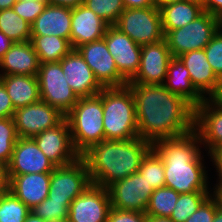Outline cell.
I'll list each match as a JSON object with an SVG mask.
<instances>
[{
    "instance_id": "obj_34",
    "label": "cell",
    "mask_w": 222,
    "mask_h": 222,
    "mask_svg": "<svg viewBox=\"0 0 222 222\" xmlns=\"http://www.w3.org/2000/svg\"><path fill=\"white\" fill-rule=\"evenodd\" d=\"M71 202H57L46 198L31 209L36 216L48 222H67Z\"/></svg>"
},
{
    "instance_id": "obj_11",
    "label": "cell",
    "mask_w": 222,
    "mask_h": 222,
    "mask_svg": "<svg viewBox=\"0 0 222 222\" xmlns=\"http://www.w3.org/2000/svg\"><path fill=\"white\" fill-rule=\"evenodd\" d=\"M76 50L91 68L94 77L103 88L123 87L128 84V81L118 72L104 39L85 43Z\"/></svg>"
},
{
    "instance_id": "obj_43",
    "label": "cell",
    "mask_w": 222,
    "mask_h": 222,
    "mask_svg": "<svg viewBox=\"0 0 222 222\" xmlns=\"http://www.w3.org/2000/svg\"><path fill=\"white\" fill-rule=\"evenodd\" d=\"M203 11L220 18L222 20V0H205Z\"/></svg>"
},
{
    "instance_id": "obj_19",
    "label": "cell",
    "mask_w": 222,
    "mask_h": 222,
    "mask_svg": "<svg viewBox=\"0 0 222 222\" xmlns=\"http://www.w3.org/2000/svg\"><path fill=\"white\" fill-rule=\"evenodd\" d=\"M178 58L189 71L192 85L205 99L219 98L222 82L214 74L204 49L186 52Z\"/></svg>"
},
{
    "instance_id": "obj_21",
    "label": "cell",
    "mask_w": 222,
    "mask_h": 222,
    "mask_svg": "<svg viewBox=\"0 0 222 222\" xmlns=\"http://www.w3.org/2000/svg\"><path fill=\"white\" fill-rule=\"evenodd\" d=\"M108 24L84 4L72 8L70 44L73 49L103 39Z\"/></svg>"
},
{
    "instance_id": "obj_28",
    "label": "cell",
    "mask_w": 222,
    "mask_h": 222,
    "mask_svg": "<svg viewBox=\"0 0 222 222\" xmlns=\"http://www.w3.org/2000/svg\"><path fill=\"white\" fill-rule=\"evenodd\" d=\"M30 42L38 54L40 63L59 62L73 48L67 39L51 36H31Z\"/></svg>"
},
{
    "instance_id": "obj_40",
    "label": "cell",
    "mask_w": 222,
    "mask_h": 222,
    "mask_svg": "<svg viewBox=\"0 0 222 222\" xmlns=\"http://www.w3.org/2000/svg\"><path fill=\"white\" fill-rule=\"evenodd\" d=\"M147 217L145 212L119 210L111 207L107 222H147Z\"/></svg>"
},
{
    "instance_id": "obj_42",
    "label": "cell",
    "mask_w": 222,
    "mask_h": 222,
    "mask_svg": "<svg viewBox=\"0 0 222 222\" xmlns=\"http://www.w3.org/2000/svg\"><path fill=\"white\" fill-rule=\"evenodd\" d=\"M212 159V162L214 163L216 167L218 178V183L215 184V188L213 187L214 191L211 194H214L215 196L219 197L222 200V150H218L215 152H212L209 154Z\"/></svg>"
},
{
    "instance_id": "obj_14",
    "label": "cell",
    "mask_w": 222,
    "mask_h": 222,
    "mask_svg": "<svg viewBox=\"0 0 222 222\" xmlns=\"http://www.w3.org/2000/svg\"><path fill=\"white\" fill-rule=\"evenodd\" d=\"M32 139L56 167L71 164L81 157L74 149L66 118L57 126L40 132Z\"/></svg>"
},
{
    "instance_id": "obj_32",
    "label": "cell",
    "mask_w": 222,
    "mask_h": 222,
    "mask_svg": "<svg viewBox=\"0 0 222 222\" xmlns=\"http://www.w3.org/2000/svg\"><path fill=\"white\" fill-rule=\"evenodd\" d=\"M31 209L9 190L0 197V222H24Z\"/></svg>"
},
{
    "instance_id": "obj_50",
    "label": "cell",
    "mask_w": 222,
    "mask_h": 222,
    "mask_svg": "<svg viewBox=\"0 0 222 222\" xmlns=\"http://www.w3.org/2000/svg\"><path fill=\"white\" fill-rule=\"evenodd\" d=\"M16 2L17 0H0V10L12 8Z\"/></svg>"
},
{
    "instance_id": "obj_9",
    "label": "cell",
    "mask_w": 222,
    "mask_h": 222,
    "mask_svg": "<svg viewBox=\"0 0 222 222\" xmlns=\"http://www.w3.org/2000/svg\"><path fill=\"white\" fill-rule=\"evenodd\" d=\"M92 184L85 160L55 167L51 172L48 198L57 202H72Z\"/></svg>"
},
{
    "instance_id": "obj_12",
    "label": "cell",
    "mask_w": 222,
    "mask_h": 222,
    "mask_svg": "<svg viewBox=\"0 0 222 222\" xmlns=\"http://www.w3.org/2000/svg\"><path fill=\"white\" fill-rule=\"evenodd\" d=\"M111 206L119 210L145 212L154 189L139 172L114 182L108 188Z\"/></svg>"
},
{
    "instance_id": "obj_24",
    "label": "cell",
    "mask_w": 222,
    "mask_h": 222,
    "mask_svg": "<svg viewBox=\"0 0 222 222\" xmlns=\"http://www.w3.org/2000/svg\"><path fill=\"white\" fill-rule=\"evenodd\" d=\"M3 75H31L37 76L40 68L38 54L32 43L15 42L0 60Z\"/></svg>"
},
{
    "instance_id": "obj_46",
    "label": "cell",
    "mask_w": 222,
    "mask_h": 222,
    "mask_svg": "<svg viewBox=\"0 0 222 222\" xmlns=\"http://www.w3.org/2000/svg\"><path fill=\"white\" fill-rule=\"evenodd\" d=\"M9 190V179L7 173V166L0 164V192Z\"/></svg>"
},
{
    "instance_id": "obj_20",
    "label": "cell",
    "mask_w": 222,
    "mask_h": 222,
    "mask_svg": "<svg viewBox=\"0 0 222 222\" xmlns=\"http://www.w3.org/2000/svg\"><path fill=\"white\" fill-rule=\"evenodd\" d=\"M59 62L69 87L78 98L94 96L103 89L76 49H72Z\"/></svg>"
},
{
    "instance_id": "obj_47",
    "label": "cell",
    "mask_w": 222,
    "mask_h": 222,
    "mask_svg": "<svg viewBox=\"0 0 222 222\" xmlns=\"http://www.w3.org/2000/svg\"><path fill=\"white\" fill-rule=\"evenodd\" d=\"M84 0H48L49 4L60 5L69 8H75L78 5H82Z\"/></svg>"
},
{
    "instance_id": "obj_35",
    "label": "cell",
    "mask_w": 222,
    "mask_h": 222,
    "mask_svg": "<svg viewBox=\"0 0 222 222\" xmlns=\"http://www.w3.org/2000/svg\"><path fill=\"white\" fill-rule=\"evenodd\" d=\"M19 136L13 118H0V164L8 166Z\"/></svg>"
},
{
    "instance_id": "obj_36",
    "label": "cell",
    "mask_w": 222,
    "mask_h": 222,
    "mask_svg": "<svg viewBox=\"0 0 222 222\" xmlns=\"http://www.w3.org/2000/svg\"><path fill=\"white\" fill-rule=\"evenodd\" d=\"M83 4L109 26L117 22L119 15L125 9L122 0H84Z\"/></svg>"
},
{
    "instance_id": "obj_22",
    "label": "cell",
    "mask_w": 222,
    "mask_h": 222,
    "mask_svg": "<svg viewBox=\"0 0 222 222\" xmlns=\"http://www.w3.org/2000/svg\"><path fill=\"white\" fill-rule=\"evenodd\" d=\"M9 191L32 209L48 198L51 173L8 176Z\"/></svg>"
},
{
    "instance_id": "obj_38",
    "label": "cell",
    "mask_w": 222,
    "mask_h": 222,
    "mask_svg": "<svg viewBox=\"0 0 222 222\" xmlns=\"http://www.w3.org/2000/svg\"><path fill=\"white\" fill-rule=\"evenodd\" d=\"M222 205V200L210 195L200 207L185 222H212L216 210Z\"/></svg>"
},
{
    "instance_id": "obj_45",
    "label": "cell",
    "mask_w": 222,
    "mask_h": 222,
    "mask_svg": "<svg viewBox=\"0 0 222 222\" xmlns=\"http://www.w3.org/2000/svg\"><path fill=\"white\" fill-rule=\"evenodd\" d=\"M2 31H0V60L4 57L5 53L14 44Z\"/></svg>"
},
{
    "instance_id": "obj_25",
    "label": "cell",
    "mask_w": 222,
    "mask_h": 222,
    "mask_svg": "<svg viewBox=\"0 0 222 222\" xmlns=\"http://www.w3.org/2000/svg\"><path fill=\"white\" fill-rule=\"evenodd\" d=\"M163 85L172 93L182 96L194 108L205 100L192 85L190 73L178 57L171 59Z\"/></svg>"
},
{
    "instance_id": "obj_17",
    "label": "cell",
    "mask_w": 222,
    "mask_h": 222,
    "mask_svg": "<svg viewBox=\"0 0 222 222\" xmlns=\"http://www.w3.org/2000/svg\"><path fill=\"white\" fill-rule=\"evenodd\" d=\"M103 39L116 63L118 72L129 82L140 67L141 45L135 43L114 25L108 26Z\"/></svg>"
},
{
    "instance_id": "obj_15",
    "label": "cell",
    "mask_w": 222,
    "mask_h": 222,
    "mask_svg": "<svg viewBox=\"0 0 222 222\" xmlns=\"http://www.w3.org/2000/svg\"><path fill=\"white\" fill-rule=\"evenodd\" d=\"M111 207L108 189L91 184L71 202L67 222H107Z\"/></svg>"
},
{
    "instance_id": "obj_29",
    "label": "cell",
    "mask_w": 222,
    "mask_h": 222,
    "mask_svg": "<svg viewBox=\"0 0 222 222\" xmlns=\"http://www.w3.org/2000/svg\"><path fill=\"white\" fill-rule=\"evenodd\" d=\"M0 31L13 42L31 40V25L17 15L12 8L0 10Z\"/></svg>"
},
{
    "instance_id": "obj_13",
    "label": "cell",
    "mask_w": 222,
    "mask_h": 222,
    "mask_svg": "<svg viewBox=\"0 0 222 222\" xmlns=\"http://www.w3.org/2000/svg\"><path fill=\"white\" fill-rule=\"evenodd\" d=\"M194 131L208 154L222 150V100L206 98L194 108Z\"/></svg>"
},
{
    "instance_id": "obj_30",
    "label": "cell",
    "mask_w": 222,
    "mask_h": 222,
    "mask_svg": "<svg viewBox=\"0 0 222 222\" xmlns=\"http://www.w3.org/2000/svg\"><path fill=\"white\" fill-rule=\"evenodd\" d=\"M180 193L168 187L155 189L151 194L145 213L147 216L170 217Z\"/></svg>"
},
{
    "instance_id": "obj_41",
    "label": "cell",
    "mask_w": 222,
    "mask_h": 222,
    "mask_svg": "<svg viewBox=\"0 0 222 222\" xmlns=\"http://www.w3.org/2000/svg\"><path fill=\"white\" fill-rule=\"evenodd\" d=\"M15 108L4 84L0 80V118H13Z\"/></svg>"
},
{
    "instance_id": "obj_23",
    "label": "cell",
    "mask_w": 222,
    "mask_h": 222,
    "mask_svg": "<svg viewBox=\"0 0 222 222\" xmlns=\"http://www.w3.org/2000/svg\"><path fill=\"white\" fill-rule=\"evenodd\" d=\"M72 8L47 4L31 25V36H57L70 42Z\"/></svg>"
},
{
    "instance_id": "obj_53",
    "label": "cell",
    "mask_w": 222,
    "mask_h": 222,
    "mask_svg": "<svg viewBox=\"0 0 222 222\" xmlns=\"http://www.w3.org/2000/svg\"><path fill=\"white\" fill-rule=\"evenodd\" d=\"M183 1L195 2V3L200 4L201 6H203L205 3V0H183Z\"/></svg>"
},
{
    "instance_id": "obj_3",
    "label": "cell",
    "mask_w": 222,
    "mask_h": 222,
    "mask_svg": "<svg viewBox=\"0 0 222 222\" xmlns=\"http://www.w3.org/2000/svg\"><path fill=\"white\" fill-rule=\"evenodd\" d=\"M152 144L140 137L130 140H106L92 146L81 157L85 160L91 182L108 188L114 182L139 171Z\"/></svg>"
},
{
    "instance_id": "obj_18",
    "label": "cell",
    "mask_w": 222,
    "mask_h": 222,
    "mask_svg": "<svg viewBox=\"0 0 222 222\" xmlns=\"http://www.w3.org/2000/svg\"><path fill=\"white\" fill-rule=\"evenodd\" d=\"M56 166L44 155L32 138H18L7 166L8 176L51 173Z\"/></svg>"
},
{
    "instance_id": "obj_39",
    "label": "cell",
    "mask_w": 222,
    "mask_h": 222,
    "mask_svg": "<svg viewBox=\"0 0 222 222\" xmlns=\"http://www.w3.org/2000/svg\"><path fill=\"white\" fill-rule=\"evenodd\" d=\"M47 4L49 3L17 0V2L12 6V9L17 15L32 25L37 16L44 11Z\"/></svg>"
},
{
    "instance_id": "obj_2",
    "label": "cell",
    "mask_w": 222,
    "mask_h": 222,
    "mask_svg": "<svg viewBox=\"0 0 222 222\" xmlns=\"http://www.w3.org/2000/svg\"><path fill=\"white\" fill-rule=\"evenodd\" d=\"M200 145L202 147V142L194 130L184 136L152 143V149L164 162L165 187L180 194L210 192Z\"/></svg>"
},
{
    "instance_id": "obj_49",
    "label": "cell",
    "mask_w": 222,
    "mask_h": 222,
    "mask_svg": "<svg viewBox=\"0 0 222 222\" xmlns=\"http://www.w3.org/2000/svg\"><path fill=\"white\" fill-rule=\"evenodd\" d=\"M147 222H174L169 217L148 216Z\"/></svg>"
},
{
    "instance_id": "obj_33",
    "label": "cell",
    "mask_w": 222,
    "mask_h": 222,
    "mask_svg": "<svg viewBox=\"0 0 222 222\" xmlns=\"http://www.w3.org/2000/svg\"><path fill=\"white\" fill-rule=\"evenodd\" d=\"M210 195L209 192L180 194L169 218L174 222H185Z\"/></svg>"
},
{
    "instance_id": "obj_48",
    "label": "cell",
    "mask_w": 222,
    "mask_h": 222,
    "mask_svg": "<svg viewBox=\"0 0 222 222\" xmlns=\"http://www.w3.org/2000/svg\"><path fill=\"white\" fill-rule=\"evenodd\" d=\"M180 1H183V0H153L155 7L158 9H160L161 7L165 5L180 2Z\"/></svg>"
},
{
    "instance_id": "obj_52",
    "label": "cell",
    "mask_w": 222,
    "mask_h": 222,
    "mask_svg": "<svg viewBox=\"0 0 222 222\" xmlns=\"http://www.w3.org/2000/svg\"><path fill=\"white\" fill-rule=\"evenodd\" d=\"M212 222H222V205L216 210Z\"/></svg>"
},
{
    "instance_id": "obj_1",
    "label": "cell",
    "mask_w": 222,
    "mask_h": 222,
    "mask_svg": "<svg viewBox=\"0 0 222 222\" xmlns=\"http://www.w3.org/2000/svg\"><path fill=\"white\" fill-rule=\"evenodd\" d=\"M135 100L138 135L151 144L194 130V107L163 84H127Z\"/></svg>"
},
{
    "instance_id": "obj_16",
    "label": "cell",
    "mask_w": 222,
    "mask_h": 222,
    "mask_svg": "<svg viewBox=\"0 0 222 222\" xmlns=\"http://www.w3.org/2000/svg\"><path fill=\"white\" fill-rule=\"evenodd\" d=\"M172 58L165 38L141 45L140 67L128 84H163Z\"/></svg>"
},
{
    "instance_id": "obj_10",
    "label": "cell",
    "mask_w": 222,
    "mask_h": 222,
    "mask_svg": "<svg viewBox=\"0 0 222 222\" xmlns=\"http://www.w3.org/2000/svg\"><path fill=\"white\" fill-rule=\"evenodd\" d=\"M20 138H32L60 124L65 115L43 100L15 109L13 116Z\"/></svg>"
},
{
    "instance_id": "obj_27",
    "label": "cell",
    "mask_w": 222,
    "mask_h": 222,
    "mask_svg": "<svg viewBox=\"0 0 222 222\" xmlns=\"http://www.w3.org/2000/svg\"><path fill=\"white\" fill-rule=\"evenodd\" d=\"M164 36L171 30L184 27L203 12V7L195 2L180 1L165 5L160 9Z\"/></svg>"
},
{
    "instance_id": "obj_44",
    "label": "cell",
    "mask_w": 222,
    "mask_h": 222,
    "mask_svg": "<svg viewBox=\"0 0 222 222\" xmlns=\"http://www.w3.org/2000/svg\"><path fill=\"white\" fill-rule=\"evenodd\" d=\"M125 8H145L155 6L153 0H122Z\"/></svg>"
},
{
    "instance_id": "obj_4",
    "label": "cell",
    "mask_w": 222,
    "mask_h": 222,
    "mask_svg": "<svg viewBox=\"0 0 222 222\" xmlns=\"http://www.w3.org/2000/svg\"><path fill=\"white\" fill-rule=\"evenodd\" d=\"M103 127L106 140H130L139 137L135 100L131 89H102Z\"/></svg>"
},
{
    "instance_id": "obj_51",
    "label": "cell",
    "mask_w": 222,
    "mask_h": 222,
    "mask_svg": "<svg viewBox=\"0 0 222 222\" xmlns=\"http://www.w3.org/2000/svg\"><path fill=\"white\" fill-rule=\"evenodd\" d=\"M24 222H48V221H45L44 219L36 216L33 212H30Z\"/></svg>"
},
{
    "instance_id": "obj_7",
    "label": "cell",
    "mask_w": 222,
    "mask_h": 222,
    "mask_svg": "<svg viewBox=\"0 0 222 222\" xmlns=\"http://www.w3.org/2000/svg\"><path fill=\"white\" fill-rule=\"evenodd\" d=\"M114 26L139 45L164 39L160 10L155 6L125 8Z\"/></svg>"
},
{
    "instance_id": "obj_5",
    "label": "cell",
    "mask_w": 222,
    "mask_h": 222,
    "mask_svg": "<svg viewBox=\"0 0 222 222\" xmlns=\"http://www.w3.org/2000/svg\"><path fill=\"white\" fill-rule=\"evenodd\" d=\"M76 152L82 156L105 139L103 127L102 90L90 97H81L65 115Z\"/></svg>"
},
{
    "instance_id": "obj_37",
    "label": "cell",
    "mask_w": 222,
    "mask_h": 222,
    "mask_svg": "<svg viewBox=\"0 0 222 222\" xmlns=\"http://www.w3.org/2000/svg\"><path fill=\"white\" fill-rule=\"evenodd\" d=\"M204 51L214 74L222 82V27L212 37Z\"/></svg>"
},
{
    "instance_id": "obj_8",
    "label": "cell",
    "mask_w": 222,
    "mask_h": 222,
    "mask_svg": "<svg viewBox=\"0 0 222 222\" xmlns=\"http://www.w3.org/2000/svg\"><path fill=\"white\" fill-rule=\"evenodd\" d=\"M40 99L66 115L77 103L78 97L69 87L60 62L40 63L38 71Z\"/></svg>"
},
{
    "instance_id": "obj_31",
    "label": "cell",
    "mask_w": 222,
    "mask_h": 222,
    "mask_svg": "<svg viewBox=\"0 0 222 222\" xmlns=\"http://www.w3.org/2000/svg\"><path fill=\"white\" fill-rule=\"evenodd\" d=\"M138 172L154 190L165 187L164 162L153 149L143 158Z\"/></svg>"
},
{
    "instance_id": "obj_54",
    "label": "cell",
    "mask_w": 222,
    "mask_h": 222,
    "mask_svg": "<svg viewBox=\"0 0 222 222\" xmlns=\"http://www.w3.org/2000/svg\"><path fill=\"white\" fill-rule=\"evenodd\" d=\"M21 1L48 2V0H21Z\"/></svg>"
},
{
    "instance_id": "obj_6",
    "label": "cell",
    "mask_w": 222,
    "mask_h": 222,
    "mask_svg": "<svg viewBox=\"0 0 222 222\" xmlns=\"http://www.w3.org/2000/svg\"><path fill=\"white\" fill-rule=\"evenodd\" d=\"M222 27V20L207 11H203L189 24L169 31L165 36L173 57L186 52L202 50Z\"/></svg>"
},
{
    "instance_id": "obj_26",
    "label": "cell",
    "mask_w": 222,
    "mask_h": 222,
    "mask_svg": "<svg viewBox=\"0 0 222 222\" xmlns=\"http://www.w3.org/2000/svg\"><path fill=\"white\" fill-rule=\"evenodd\" d=\"M0 80L11 98L15 109L24 107L40 100L39 82L37 76L3 75Z\"/></svg>"
},
{
    "instance_id": "obj_55",
    "label": "cell",
    "mask_w": 222,
    "mask_h": 222,
    "mask_svg": "<svg viewBox=\"0 0 222 222\" xmlns=\"http://www.w3.org/2000/svg\"><path fill=\"white\" fill-rule=\"evenodd\" d=\"M219 99L222 100V92H221V95L219 96Z\"/></svg>"
}]
</instances>
